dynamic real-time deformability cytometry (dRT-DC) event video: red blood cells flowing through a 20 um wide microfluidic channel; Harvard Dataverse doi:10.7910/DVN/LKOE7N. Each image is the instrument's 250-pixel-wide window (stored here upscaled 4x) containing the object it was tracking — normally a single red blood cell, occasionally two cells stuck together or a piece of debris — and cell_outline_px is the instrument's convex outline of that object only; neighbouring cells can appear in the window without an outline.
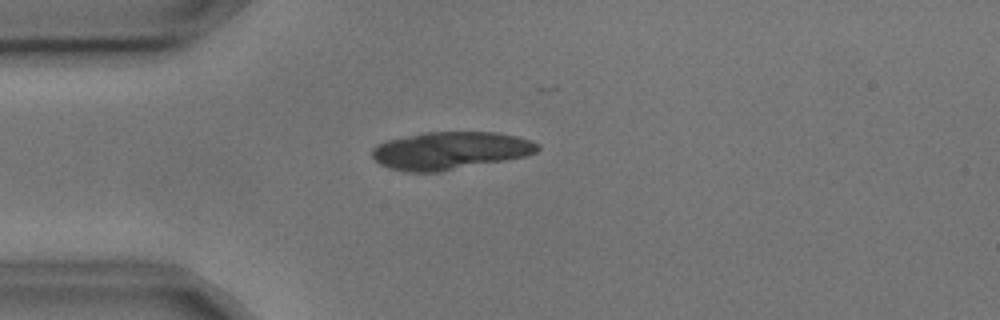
{"species": "common noctule bat (a hibernating species)", "species_latin": "Nyctalus noctula", "temperature_condition": "cold", "stored_images_in_passage": 6, "camera_frame_rate_fps": 3000, "um_per_image_px": 0.085, "animal": {"sex": "male", "body_mass_g": 17.9, "forearm_length_mm": 54.2}, "frame": {"image": 1, "passage_image": 4, "time_ms": 1.0, "image_size_px": [1000, 320], "cell_outline_px": [[540, 148], [536, 152], [528, 156], [440, 172], [404, 172], [388, 168], [380, 164], [372, 156], [372, 148], [376, 144], [388, 140], [424, 132], [496, 132], [516, 136], [532, 140], [540, 144]], "centroid_in_image_um": [38.28, 12.81], "position_along_channel_um": 46.7, "area_um2": 36.65}}